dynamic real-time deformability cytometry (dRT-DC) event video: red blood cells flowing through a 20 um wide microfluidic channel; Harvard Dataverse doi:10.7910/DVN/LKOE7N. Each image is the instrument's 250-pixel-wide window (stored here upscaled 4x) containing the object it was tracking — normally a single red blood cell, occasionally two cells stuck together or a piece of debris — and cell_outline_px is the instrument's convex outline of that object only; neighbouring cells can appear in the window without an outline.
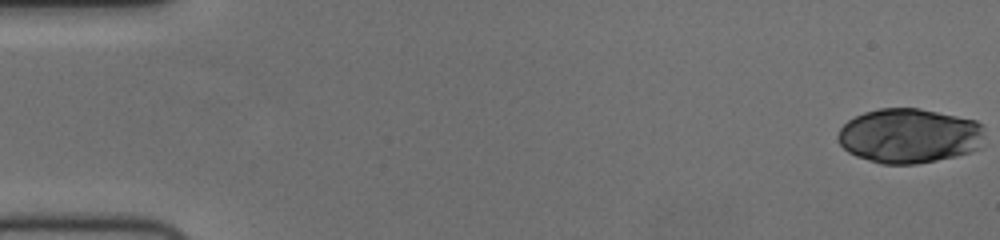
{"species": "human", "species_latin": "Homo sapiens", "temperature_condition": "cold", "stored_images_in_passage": 56, "camera_frame_rate_fps": 3000, "um_per_image_px": 0.085, "donor": {"sex": "female"}, "frame": {"image": 1, "passage_image": 1, "time_ms": 0.0, "image_size_px": [1000, 240], "cell_outline_px": [[984, 148], [956, 156], [916, 164], [880, 164], [856, 156], [848, 152], [840, 144], [836, 136], [840, 128], [848, 120], [864, 112], [880, 108], [920, 108], [976, 120], [984, 124]], "centroid_in_image_um": [77.33, 11.54], "position_along_channel_um": 7.7, "area_um2": 47.4}}
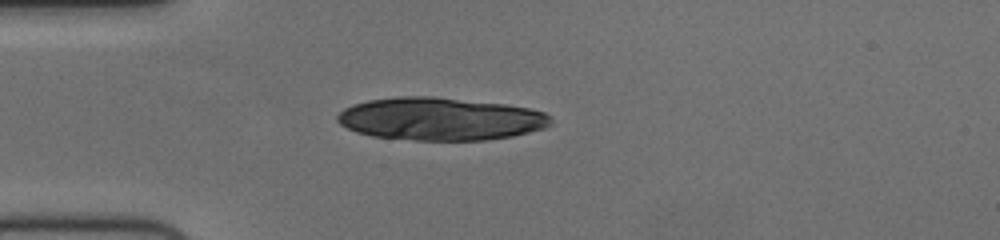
{"frame": {"image": 2, "passage_image": 16, "time_ms": 5.0, "image_size_px": [1000, 240], "cell_outline_px": [[552, 124], [544, 128], [512, 136], [488, 140], [416, 140], [372, 136], [356, 132], [340, 124], [336, 120], [336, 116], [344, 108], [352, 104], [368, 100], [396, 96], [432, 96], [504, 104], [528, 108], [544, 112], [552, 116]], "centroid_in_image_um": [37.41, 10.1], "position_along_channel_um": 47.6, "area_um2": 53.35}}
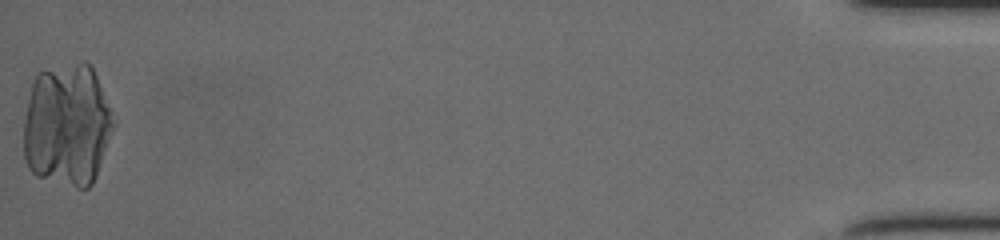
{"frame": {"image": 3, "passage_image": 56, "time_ms": 18.333, "image_size_px": [1000, 240], "cell_outline_px": [[116, 124], [96, 176], [92, 184], [88, 188], [76, 188], [36, 176], [28, 168], [24, 160], [24, 120], [28, 100], [32, 84], [36, 76], [40, 72], [84, 60], [92, 68], [96, 76], [116, 120]], "centroid_in_image_um": [5.72, 10.67], "position_along_channel_um": 429.5, "area_um2": 64.62}}